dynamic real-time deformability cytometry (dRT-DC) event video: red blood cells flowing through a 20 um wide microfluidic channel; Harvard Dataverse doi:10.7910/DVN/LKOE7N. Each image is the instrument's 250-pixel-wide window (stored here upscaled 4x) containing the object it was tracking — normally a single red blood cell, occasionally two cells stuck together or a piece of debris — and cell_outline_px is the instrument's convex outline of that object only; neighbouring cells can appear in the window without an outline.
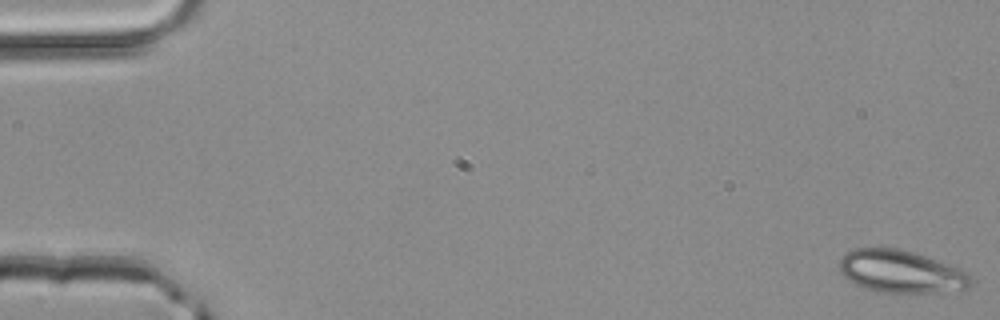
{"species": "common noctule bat (a hibernating species)", "species_latin": "Nyctalus noctula", "temperature_condition": "room temperature", "stored_images_in_passage": 51, "camera_frame_rate_fps": 3000, "um_per_image_px": 0.085, "animal": {"sex": "male", "body_mass_g": 20.4}, "frame": {"image": 1, "passage_image": 1, "time_ms": 0.0, "image_size_px": [1000, 320], "cell_outline_px": [[972, 284], [968, 288], [936, 292], [876, 292], [864, 288], [848, 280], [840, 272], [840, 260], [844, 252], [852, 248], [900, 248], [916, 252], [960, 268], [972, 276]], "centroid_in_image_um": [76.57, 23.06], "position_along_channel_um": 8.4, "area_um2": 32.83}}
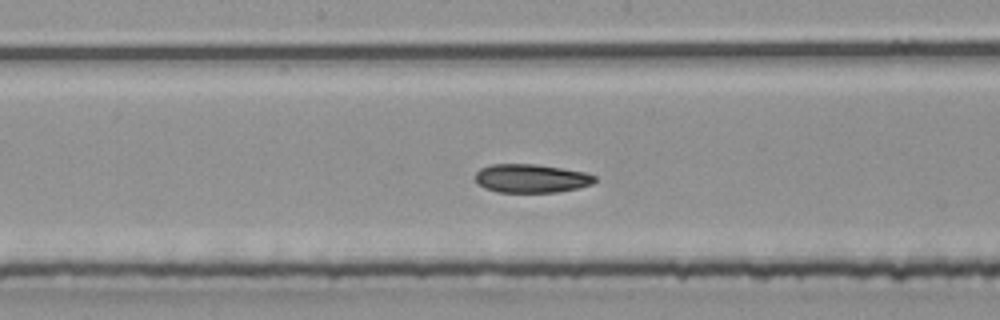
{"frame": {"image": 2, "passage_image": 27, "time_ms": 8.667, "image_size_px": [1000, 320], "cell_outline_px": [[596, 180], [592, 184], [580, 188], [556, 192], [496, 192], [484, 188], [476, 184], [476, 172], [480, 168], [492, 164], [536, 164], [584, 172], [596, 176]], "centroid_in_image_um": [45.13, 15.17], "position_along_channel_um": 203.1, "area_um2": 20.0}}
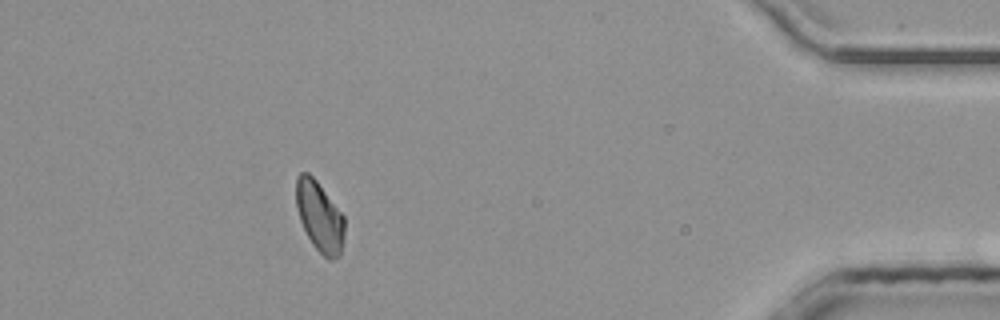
{"frame": {"image": 3, "passage_image": 46, "time_ms": 15.0, "image_size_px": [1000, 320], "cell_outline_px": [[344, 236], [340, 256], [332, 260], [328, 260], [312, 244], [300, 220], [296, 204], [296, 176], [300, 172], [308, 172], [316, 180], [344, 216]], "centroid_in_image_um": [27.16, 18.41], "position_along_channel_um": 408.0, "area_um2": 19.71}, "authors_computed_cell_mechanics": {"area_um2": 20.4612, "velocity_mm_per_s": 4.1243, "shape_relaxation_time_tau1_ms": null, "shape_relaxation_time_tau2_ms": 4.2154, "deformation_change_tau1": null, "deformation_change_tau2": 0.0853}}